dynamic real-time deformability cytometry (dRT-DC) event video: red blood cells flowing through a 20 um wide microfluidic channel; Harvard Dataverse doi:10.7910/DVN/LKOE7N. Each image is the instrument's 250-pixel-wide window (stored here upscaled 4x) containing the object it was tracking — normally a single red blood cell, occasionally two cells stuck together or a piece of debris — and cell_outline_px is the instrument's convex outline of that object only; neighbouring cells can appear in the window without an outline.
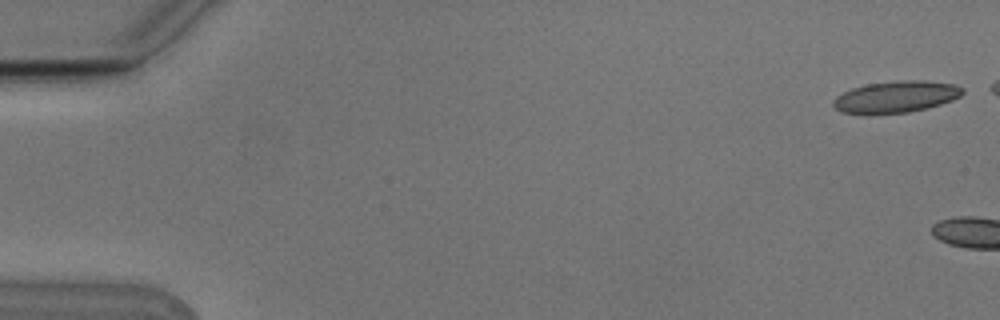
{"species": "Egyptian fruit bat (a non-hibernating species)", "species_latin": "Rousettus aegyptiacus", "temperature_condition": "cold", "stored_images_in_passage": 4, "camera_frame_rate_fps": 3000, "um_per_image_px": 0.085, "animal": {"sex": "male"}, "frame": {"image": 1, "passage_image": 1, "time_ms": 0.0, "image_size_px": [1000, 320], "cell_outline_px": [[964, 92], [960, 96], [952, 100], [928, 108], [908, 112], [844, 112], [836, 108], [832, 104], [832, 100], [836, 96], [852, 88], [868, 84], [896, 80], [924, 80], [956, 84], [964, 88]], "centroid_in_image_um": [76.22, 8.19], "position_along_channel_um": 8.8, "area_um2": 23.41}}